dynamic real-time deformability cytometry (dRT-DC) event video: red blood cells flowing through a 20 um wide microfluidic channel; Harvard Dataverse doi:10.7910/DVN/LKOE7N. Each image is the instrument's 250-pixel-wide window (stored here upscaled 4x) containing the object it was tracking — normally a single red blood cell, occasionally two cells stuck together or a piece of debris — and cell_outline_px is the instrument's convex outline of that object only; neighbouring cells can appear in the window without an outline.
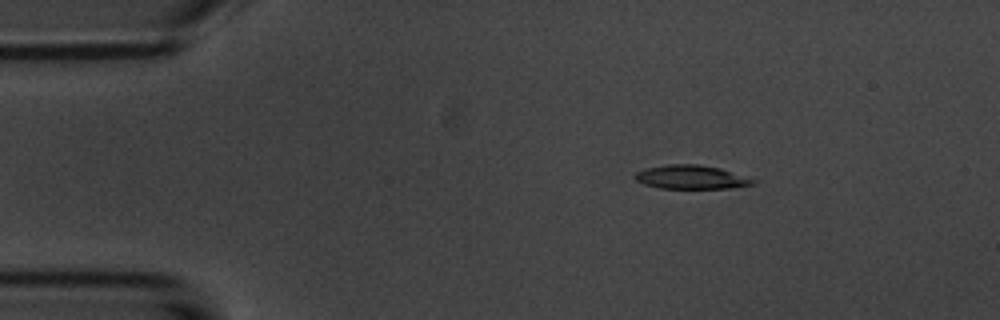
{"species": "common noctule bat (a hibernating species)", "species_latin": "Nyctalus noctula", "temperature_condition": "room temperature", "stored_images_in_passage": 5, "camera_frame_rate_fps": 3000, "um_per_image_px": 0.085, "animal": {"sex": "male", "body_mass_g": 20.1, "forearm_length_mm": 53.5}, "frame": {"image": 1, "passage_image": 3, "time_ms": 2.333, "image_size_px": [1000, 320], "cell_outline_px": [[760, 180], [756, 184], [732, 188], [660, 188], [644, 184], [636, 180], [632, 176], [636, 172], [644, 168], [668, 164], [696, 164], [720, 168]], "centroid_in_image_um": [58.79, 15.05], "position_along_channel_um": 26.2, "area_um2": 16.59}}
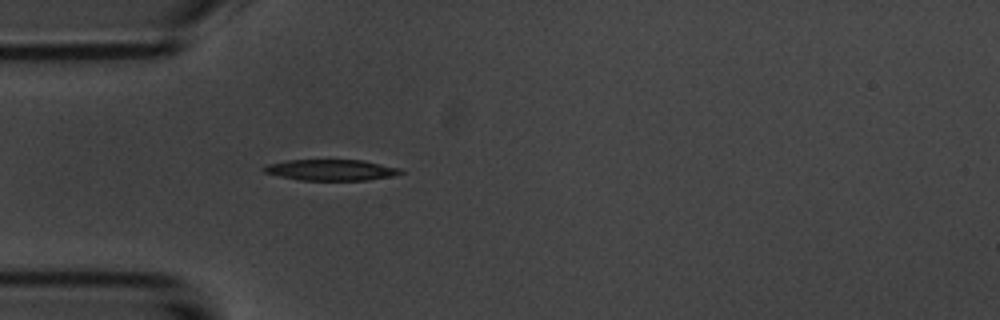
{"frame": {"image": 2, "passage_image": 5, "time_ms": 4.667, "image_size_px": [1000, 320], "cell_outline_px": [[404, 172], [392, 176], [368, 180], [300, 180], [280, 176], [264, 172], [260, 168], [264, 164], [284, 160], [364, 160], [400, 168]], "centroid_in_image_um": [28.09, 14.44], "position_along_channel_um": 56.9, "area_um2": 16.88}}